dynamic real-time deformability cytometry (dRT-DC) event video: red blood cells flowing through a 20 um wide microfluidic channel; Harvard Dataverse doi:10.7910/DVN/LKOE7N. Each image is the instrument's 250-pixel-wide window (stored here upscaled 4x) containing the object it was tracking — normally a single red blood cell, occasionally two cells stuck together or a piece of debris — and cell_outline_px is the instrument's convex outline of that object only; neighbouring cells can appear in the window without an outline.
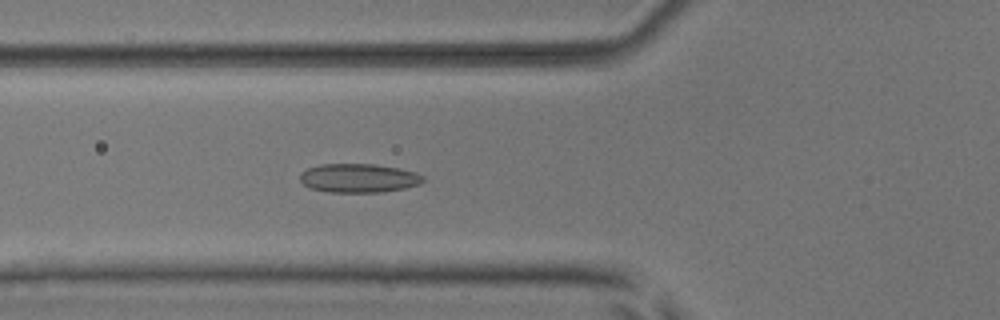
{"species": "common noctule bat (a hibernating species)", "species_latin": "Nyctalus noctula", "temperature_condition": "room temperature", "stored_images_in_passage": 50, "camera_frame_rate_fps": 3000, "um_per_image_px": 0.085, "animal": {"sex": "male", "body_mass_g": 17.9, "forearm_length_mm": 54.2}, "frame": {"image": 1, "passage_image": 20, "time_ms": 6.333, "image_size_px": [1000, 320], "cell_outline_px": [[424, 180], [420, 184], [404, 188], [384, 192], [328, 192], [312, 188], [304, 184], [300, 180], [300, 172], [308, 168], [320, 164], [372, 164], [400, 168], [416, 172], [424, 176]], "centroid_in_image_um": [30.5, 15.13], "position_along_channel_um": 95.3, "area_um2": 20.75}}
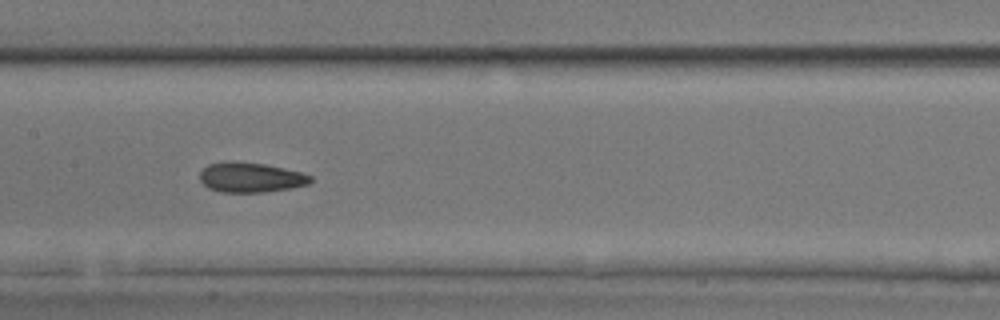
{"frame": {"image": 2, "passage_image": 27, "time_ms": 8.667, "image_size_px": [1000, 320], "cell_outline_px": [[312, 180], [308, 184], [292, 188], [264, 192], [220, 192], [208, 188], [200, 180], [200, 172], [208, 164], [224, 160], [232, 160], [264, 164], [284, 168], [300, 172], [312, 176]], "centroid_in_image_um": [21.28, 15.07], "position_along_channel_um": 186.1, "area_um2": 19.48}}
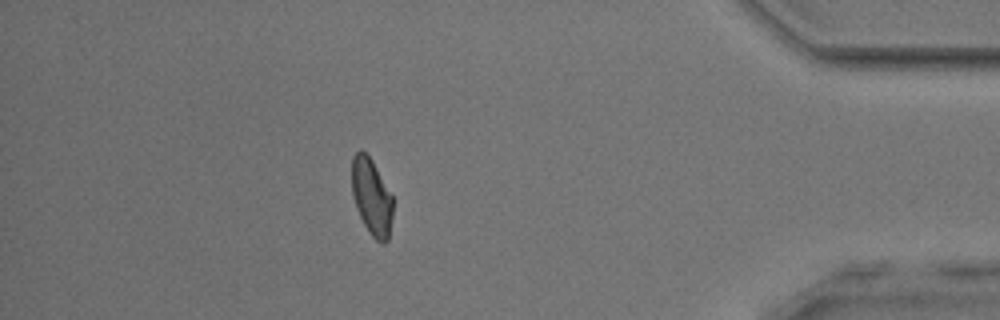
{"frame": {"image": 3, "passage_image": 47, "time_ms": 15.333, "image_size_px": [1000, 320], "cell_outline_px": [[392, 216], [388, 240], [384, 244], [380, 244], [372, 236], [364, 224], [356, 208], [352, 196], [352, 156], [360, 148], [372, 160], [392, 196]], "centroid_in_image_um": [31.57, 16.74], "position_along_channel_um": 403.6, "area_um2": 18.26}, "authors_computed_cell_mechanics": {"area_um2": 19.4786, "velocity_mm_per_s": 3.8864, "shape_relaxation_time_tau1_ms": 11.0216, "shape_relaxation_time_tau2_ms": 1.8938, "deformation_change_tau1": 0.1726, "deformation_change_tau2": 0.0744}}